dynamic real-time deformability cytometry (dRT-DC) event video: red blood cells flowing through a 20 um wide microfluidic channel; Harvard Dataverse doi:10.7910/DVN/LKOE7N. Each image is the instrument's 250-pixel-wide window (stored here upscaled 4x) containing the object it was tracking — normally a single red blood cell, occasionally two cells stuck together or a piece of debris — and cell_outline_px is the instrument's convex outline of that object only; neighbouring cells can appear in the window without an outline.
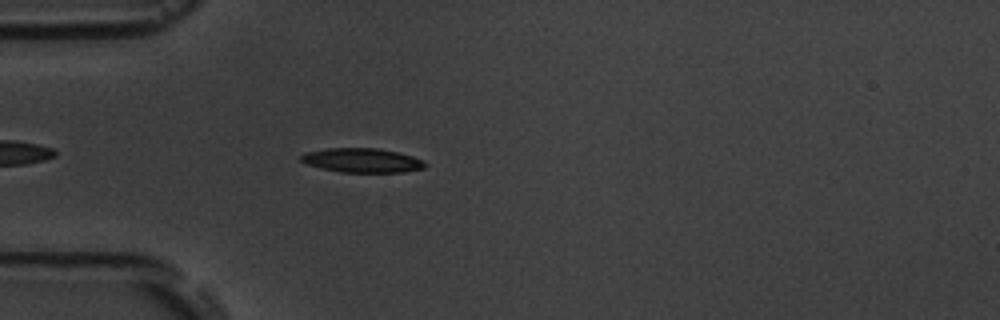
{"species": "common noctule bat (a hibernating species)", "species_latin": "Nyctalus noctula", "temperature_condition": "room temperature", "stored_images_in_passage": 2, "camera_frame_rate_fps": 3000, "um_per_image_px": 0.085, "animal": {"sex": "male", "body_mass_g": 19.5, "forearm_length_mm": 54.6}, "frame": {"image": 1, "passage_image": 2, "time_ms": 1.333, "image_size_px": [1000, 320], "cell_outline_px": [[428, 164], [424, 168], [404, 172], [340, 172], [320, 168], [308, 164], [300, 160], [300, 156], [304, 152], [328, 148], [380, 148], [412, 156], [424, 160]], "centroid_in_image_um": [30.78, 13.63], "position_along_channel_um": 54.2, "area_um2": 17.63}}